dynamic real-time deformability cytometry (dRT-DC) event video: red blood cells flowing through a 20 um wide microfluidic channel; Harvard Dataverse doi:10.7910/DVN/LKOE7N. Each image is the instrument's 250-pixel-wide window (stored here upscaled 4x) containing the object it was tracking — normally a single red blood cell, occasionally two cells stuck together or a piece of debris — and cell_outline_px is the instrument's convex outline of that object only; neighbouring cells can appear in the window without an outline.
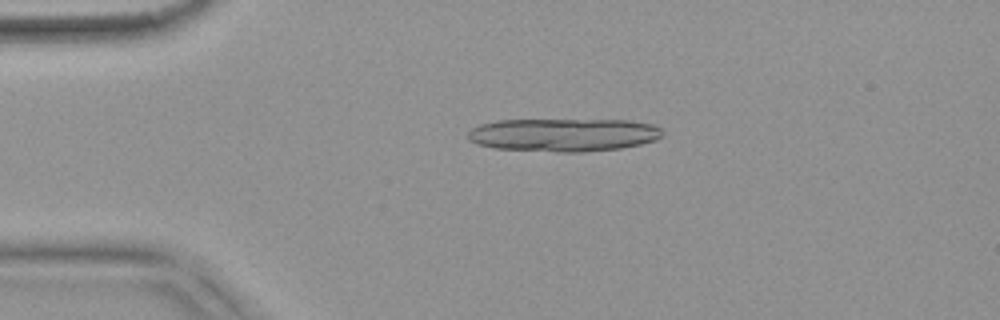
{"species": "common noctule bat (a hibernating species)", "species_latin": "Nyctalus noctula", "temperature_condition": "warm", "stored_images_in_passage": 18, "camera_frame_rate_fps": 3000, "um_per_image_px": 0.085, "animal": {"sex": "female", "body_mass_g": 18.4}, "frame": {"image": 1, "passage_image": 11, "time_ms": 3.333, "image_size_px": [1000, 320], "cell_outline_px": [[660, 136], [656, 140], [640, 144], [620, 148], [584, 152], [556, 152], [496, 148], [476, 144], [468, 140], [468, 132], [472, 128], [480, 124], [500, 120], [628, 120], [652, 124], [660, 128]], "centroid_in_image_um": [47.87, 11.46], "position_along_channel_um": 37.1, "area_um2": 37.51}}